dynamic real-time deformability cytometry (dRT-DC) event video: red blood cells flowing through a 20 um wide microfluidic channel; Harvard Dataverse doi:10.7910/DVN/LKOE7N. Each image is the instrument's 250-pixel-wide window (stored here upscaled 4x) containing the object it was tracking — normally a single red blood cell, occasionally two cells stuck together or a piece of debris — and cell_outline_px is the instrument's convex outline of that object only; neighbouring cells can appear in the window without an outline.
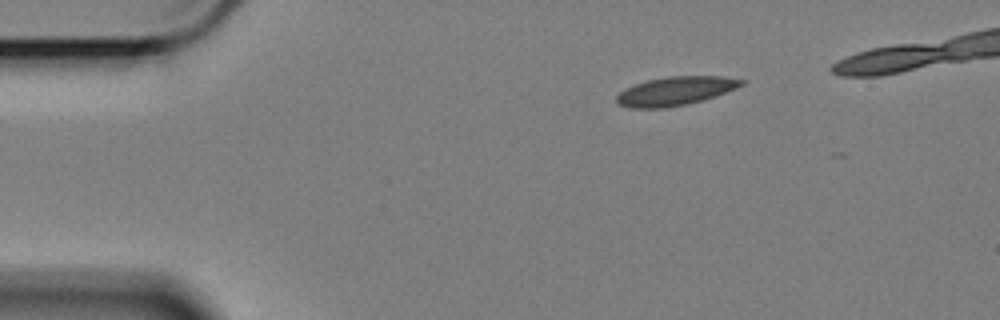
{"species": "Egyptian fruit bat (a non-hibernating species)", "species_latin": "Rousettus aegyptiacus", "temperature_condition": "cold", "stored_images_in_passage": 24, "camera_frame_rate_fps": 3000, "um_per_image_px": 0.085, "animal": {"sex": "female"}, "frame": {"image": 1, "passage_image": 1, "time_ms": 0.0, "image_size_px": [1000, 320], "cell_outline_px": [[744, 84], [724, 92], [700, 100], [684, 104], [664, 108], [628, 108], [616, 104], [616, 96], [624, 88], [648, 80], [668, 76], [720, 76], [744, 80]], "centroid_in_image_um": [57.31, 7.74], "position_along_channel_um": 27.7, "area_um2": 20.52}}
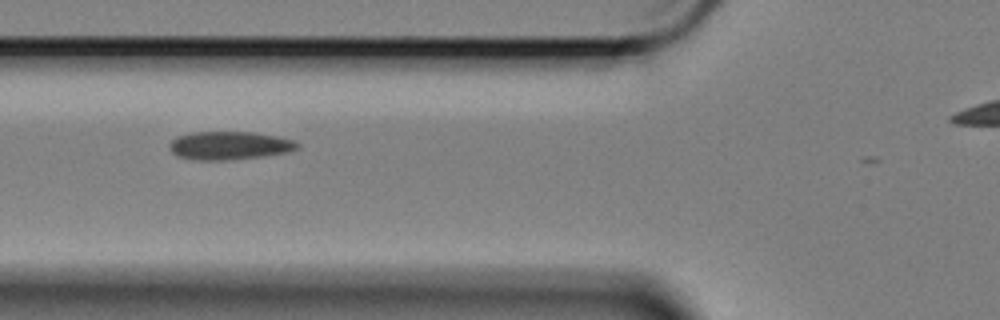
{"frame": {"image": 2, "passage_image": 13, "time_ms": 4.0, "image_size_px": [1000, 320], "cell_outline_px": [[300, 148], [292, 152], [264, 156], [228, 160], [196, 160], [176, 156], [168, 148], [168, 144], [176, 136], [188, 132], [252, 132], [276, 136], [292, 140], [300, 144]], "centroid_in_image_um": [19.49, 12.37], "position_along_channel_um": 106.3, "area_um2": 21.39}}
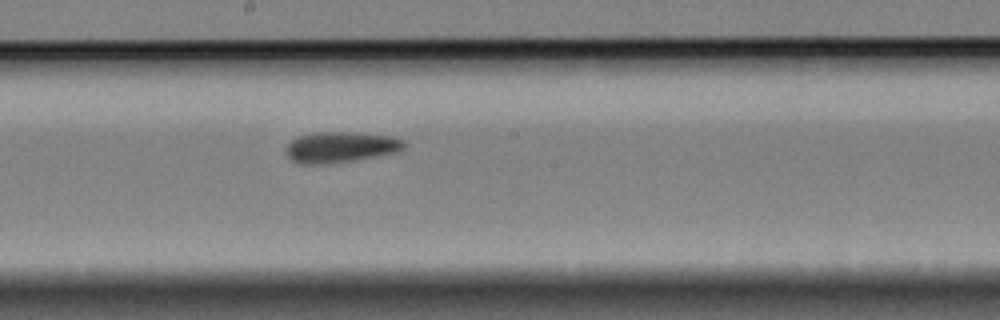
{"frame": {"image": 3, "passage_image": 23, "time_ms": 7.333, "image_size_px": [1000, 320], "cell_outline_px": [[408, 144], [400, 152], [356, 160], [324, 164], [300, 164], [292, 160], [284, 152], [288, 144], [292, 140], [300, 136], [316, 132], [348, 132], [392, 136], [404, 140]], "centroid_in_image_um": [28.99, 12.51], "position_along_channel_um": 219.2, "area_um2": 21.39}}